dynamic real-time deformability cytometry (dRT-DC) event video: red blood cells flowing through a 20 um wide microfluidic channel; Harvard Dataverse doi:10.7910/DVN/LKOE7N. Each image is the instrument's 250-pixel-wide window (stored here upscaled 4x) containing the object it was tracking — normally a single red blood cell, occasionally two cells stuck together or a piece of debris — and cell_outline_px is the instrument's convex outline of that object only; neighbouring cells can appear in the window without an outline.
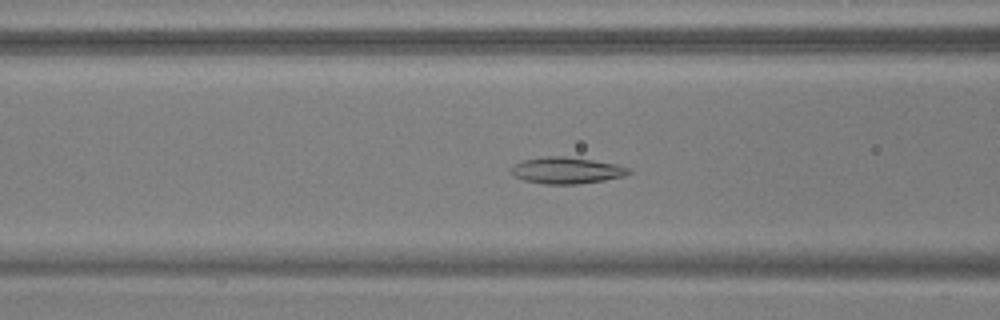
{"species": "common noctule bat (a hibernating species)", "species_latin": "Nyctalus noctula", "temperature_condition": "warm", "stored_images_in_passage": 47, "camera_frame_rate_fps": 3000, "um_per_image_px": 0.085, "animal": {"sex": "male", "body_mass_g": 17.9, "forearm_length_mm": 54.2}, "frame": {"image": 1, "passage_image": 15, "time_ms": 4.667, "image_size_px": [1000, 320], "cell_outline_px": [[632, 172], [624, 176], [604, 180], [576, 184], [544, 184], [524, 180], [512, 176], [512, 168], [516, 164], [524, 160], [544, 156], [564, 156], [592, 160], [616, 164], [632, 168]], "centroid_in_image_um": [48.19, 14.49], "position_along_channel_um": 118.4, "area_um2": 18.09}}
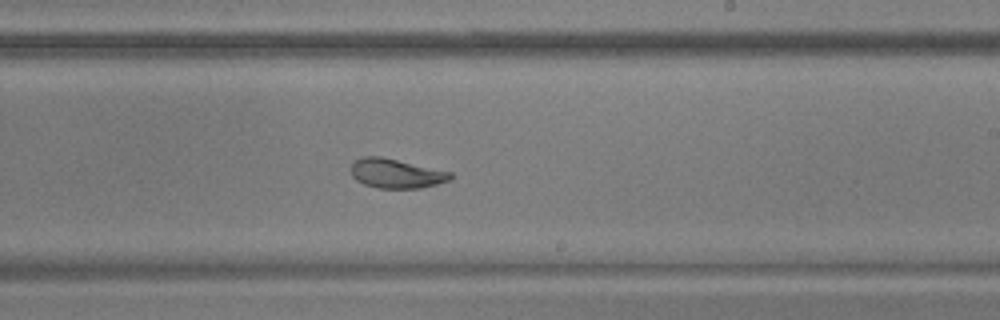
{"frame": {"image": 2, "passage_image": 26, "time_ms": 8.333, "image_size_px": [1000, 320], "cell_outline_px": [[452, 176], [448, 180], [436, 184], [420, 188], [376, 188], [364, 184], [356, 180], [352, 176], [352, 160], [364, 156], [380, 156], [452, 172]], "centroid_in_image_um": [33.63, 14.74], "position_along_channel_um": 255.4, "area_um2": 16.94}}
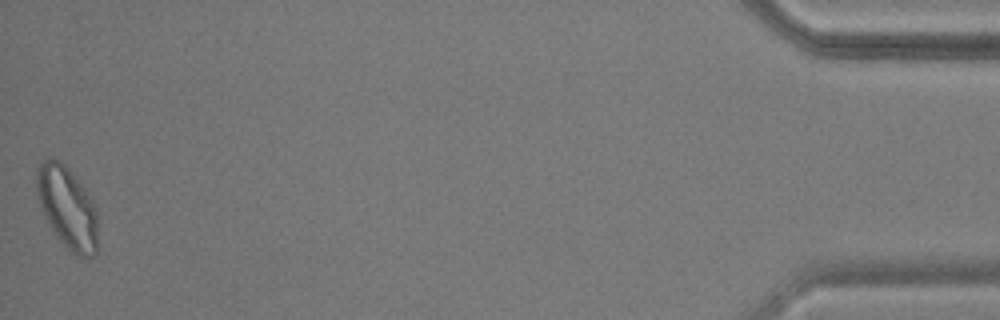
{"frame": {"image": 3, "passage_image": 47, "time_ms": 15.333, "image_size_px": [1000, 320], "cell_outline_px": [[96, 252], [92, 256], [76, 256], [56, 236], [44, 216], [40, 208], [36, 196], [36, 168], [44, 160], [56, 160], [64, 164], [68, 168], [84, 188], [92, 200], [96, 208]], "centroid_in_image_um": [5.68, 17.63], "position_along_channel_um": 429.5, "area_um2": 28.84}, "authors_computed_cell_mechanics": {"area_um2": 19.3052, "velocity_mm_per_s": 3.7311, "shape_relaxation_time_tau1_ms": 5.8425, "shape_relaxation_time_tau2_ms": 1.6465, "deformation_change_tau1": 0.1387, "deformation_change_tau2": 0.0599}}